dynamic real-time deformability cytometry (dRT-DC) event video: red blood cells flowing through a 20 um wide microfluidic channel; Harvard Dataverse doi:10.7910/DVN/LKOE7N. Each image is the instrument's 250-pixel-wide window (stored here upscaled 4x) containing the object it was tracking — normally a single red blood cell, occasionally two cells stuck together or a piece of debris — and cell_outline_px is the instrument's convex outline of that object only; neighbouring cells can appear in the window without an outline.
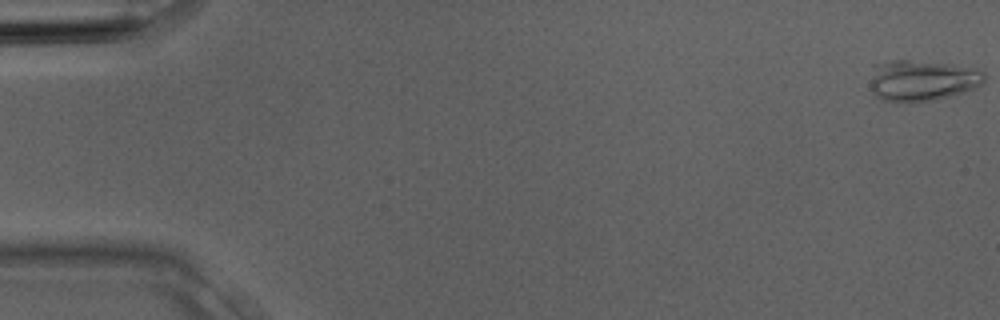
{"species": "Egyptian fruit bat (a non-hibernating species)", "species_latin": "Rousettus aegyptiacus", "temperature_condition": "room temperature", "stored_images_in_passage": 3, "camera_frame_rate_fps": 3000, "um_per_image_px": 0.085, "animal": {"sex": "male"}, "frame": {"image": 1, "passage_image": 1, "time_ms": 0.0, "image_size_px": [1000, 320], "cell_outline_px": [[984, 84], [976, 88], [964, 92], [936, 100], [884, 100], [876, 96], [872, 92], [872, 64], [892, 60], [908, 60], [952, 64], [976, 68], [984, 72]], "centroid_in_image_um": [78.42, 6.8], "position_along_channel_um": 6.6, "area_um2": 27.05}}